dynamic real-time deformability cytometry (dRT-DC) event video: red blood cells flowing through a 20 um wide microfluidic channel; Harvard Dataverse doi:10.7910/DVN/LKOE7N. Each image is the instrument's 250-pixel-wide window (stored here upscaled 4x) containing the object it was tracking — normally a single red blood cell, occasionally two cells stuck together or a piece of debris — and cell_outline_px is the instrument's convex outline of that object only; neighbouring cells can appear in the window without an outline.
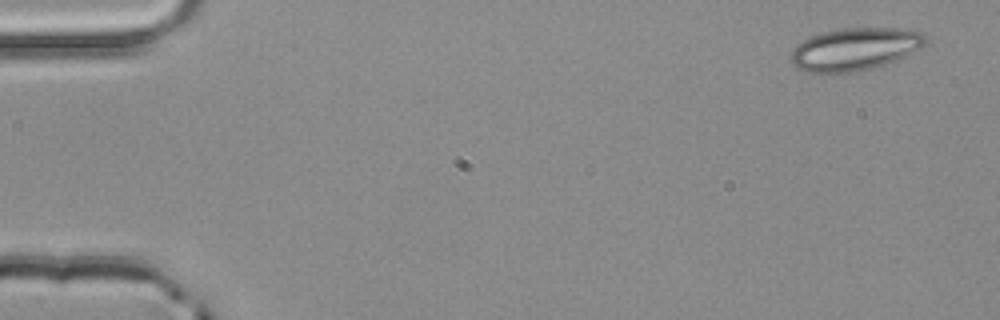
{"species": "common noctule bat (a hibernating species)", "species_latin": "Nyctalus noctula", "temperature_condition": "room temperature", "stored_images_in_passage": 4, "camera_frame_rate_fps": 3000, "um_per_image_px": 0.085, "animal": {"sex": "male", "body_mass_g": 20.4}, "frame": {"image": 1, "passage_image": 1, "time_ms": 0.0, "image_size_px": [1000, 320], "cell_outline_px": [[928, 44], [896, 60], [872, 68], [856, 72], [808, 72], [796, 68], [792, 64], [788, 56], [792, 48], [804, 40], [812, 36], [824, 32], [844, 28], [900, 28], [924, 32], [928, 36]], "centroid_in_image_um": [72.68, 4.17], "position_along_channel_um": 12.3, "area_um2": 33.58}}